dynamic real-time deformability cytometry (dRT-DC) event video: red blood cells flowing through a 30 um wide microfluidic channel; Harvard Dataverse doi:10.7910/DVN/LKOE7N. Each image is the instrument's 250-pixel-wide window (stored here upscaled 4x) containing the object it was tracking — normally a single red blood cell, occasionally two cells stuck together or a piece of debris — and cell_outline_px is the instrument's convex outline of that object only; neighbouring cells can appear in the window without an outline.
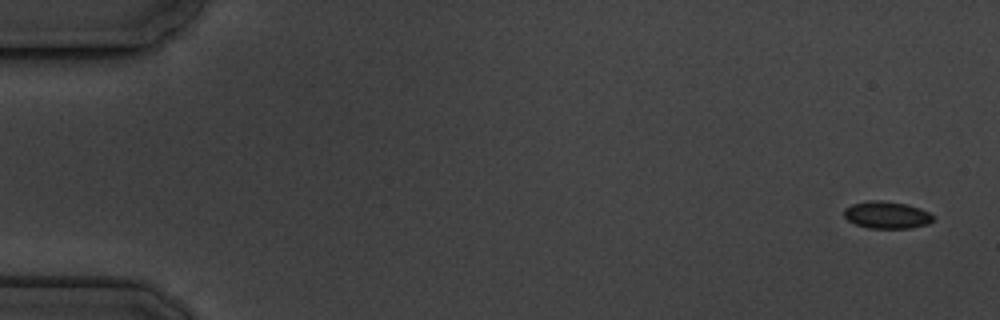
{"species": "common noctule bat (a hibernating species)", "species_latin": "Nyctalus noctula", "temperature_condition": "cold", "stored_images_in_passage": 6, "camera_frame_rate_fps": 3000, "um_per_image_px": 0.085, "animal": {"sex": "male", "body_mass_g": 19.5, "forearm_length_mm": 54.6}, "frame": {"image": 1, "passage_image": 1, "time_ms": 0.0, "image_size_px": [1000, 320], "cell_outline_px": [[936, 220], [928, 224], [912, 228], [868, 228], [856, 224], [848, 220], [844, 216], [844, 208], [852, 204], [868, 200], [880, 200], [908, 204], [920, 208], [936, 216]], "centroid_in_image_um": [75.42, 18.27], "position_along_channel_um": 9.6, "area_um2": 14.33}}
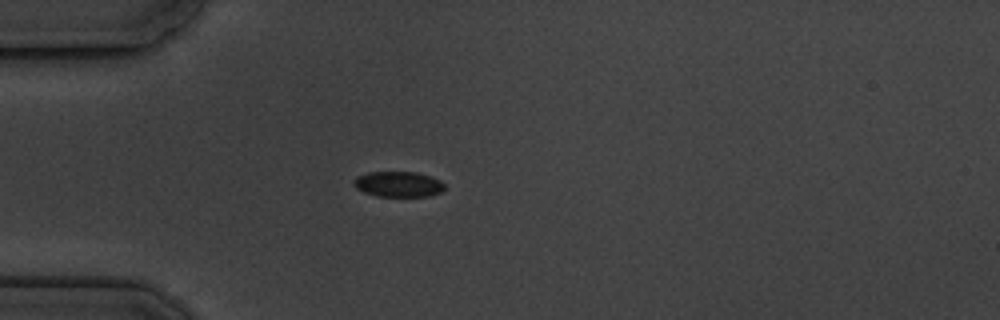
{"frame": {"image": 2, "passage_image": 5, "time_ms": 4.667, "image_size_px": [1000, 320], "cell_outline_px": [[444, 188], [440, 192], [428, 196], [376, 196], [364, 192], [356, 188], [352, 184], [352, 180], [356, 176], [368, 172], [416, 172], [432, 176], [440, 180], [444, 184]], "centroid_in_image_um": [33.82, 15.64], "position_along_channel_um": 51.2, "area_um2": 13.58}}